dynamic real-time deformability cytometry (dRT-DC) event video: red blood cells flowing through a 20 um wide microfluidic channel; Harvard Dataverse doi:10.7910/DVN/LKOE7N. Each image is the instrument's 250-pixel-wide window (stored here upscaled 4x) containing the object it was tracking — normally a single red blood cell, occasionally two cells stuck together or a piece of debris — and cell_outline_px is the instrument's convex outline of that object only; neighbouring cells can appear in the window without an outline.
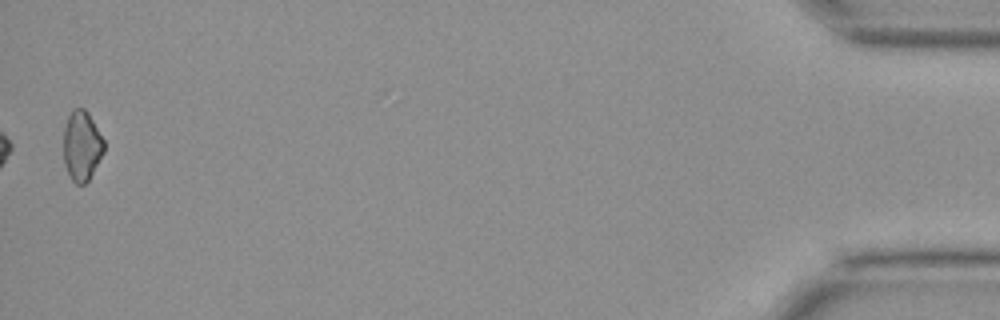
{"species": "Egyptian fruit bat (a non-hibernating species)", "species_latin": "Rousettus aegyptiacus", "temperature_condition": "cold", "stored_images_in_passage": 34, "camera_frame_rate_fps": 3000, "um_per_image_px": 0.085, "animal": {"sex": "female"}, "frame": {"image": 1, "passage_image": 34, "time_ms": 11.0, "image_size_px": [1000, 320], "cell_outline_px": [[104, 152], [88, 180], [84, 184], [76, 184], [72, 180], [64, 164], [64, 128], [68, 116], [72, 108], [84, 108], [88, 112], [104, 140]], "centroid_in_image_um": [6.95, 12.37], "position_along_channel_um": 428.3, "area_um2": 16.42}}